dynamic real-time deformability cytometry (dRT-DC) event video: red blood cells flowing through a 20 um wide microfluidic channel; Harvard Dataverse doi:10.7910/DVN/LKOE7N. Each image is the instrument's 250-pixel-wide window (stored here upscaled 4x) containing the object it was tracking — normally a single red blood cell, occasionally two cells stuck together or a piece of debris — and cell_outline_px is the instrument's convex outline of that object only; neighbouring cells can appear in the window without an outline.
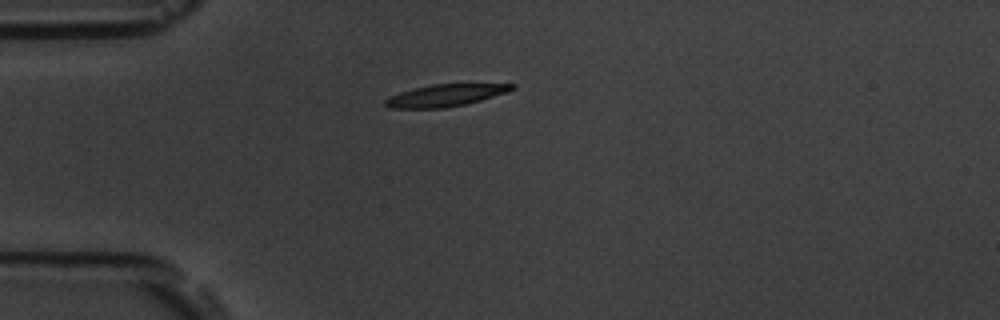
{"species": "common noctule bat (a hibernating species)", "species_latin": "Nyctalus noctula", "temperature_condition": "room temperature", "stored_images_in_passage": 41, "camera_frame_rate_fps": 3000, "um_per_image_px": 0.085, "animal": {"sex": "male", "body_mass_g": 19.5, "forearm_length_mm": 54.6}, "frame": {"image": 1, "passage_image": 1, "time_ms": 0.0, "image_size_px": [1000, 320], "cell_outline_px": [[516, 88], [508, 92], [480, 100], [464, 104], [444, 108], [388, 108], [384, 104], [384, 100], [400, 92], [412, 88], [432, 84], [516, 84]], "centroid_in_image_um": [37.85, 8.1], "position_along_channel_um": 47.1, "area_um2": 16.18}}
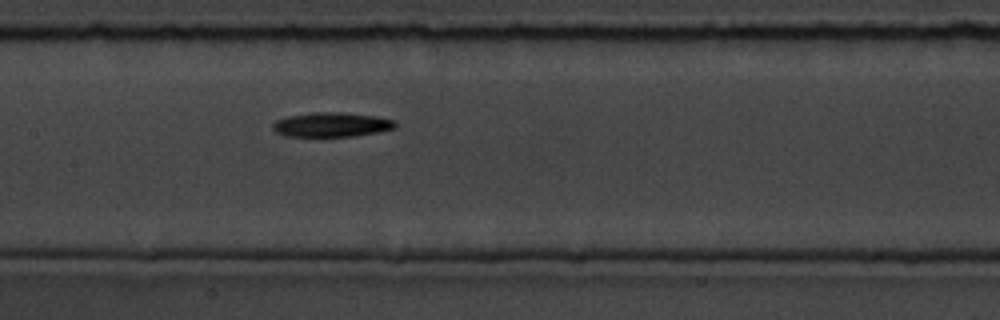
{"frame": {"image": 2, "passage_image": 13, "time_ms": 4.0, "image_size_px": [1000, 320], "cell_outline_px": [[396, 128], [380, 132], [352, 136], [284, 136], [276, 132], [272, 128], [272, 124], [276, 120], [288, 116], [312, 112], [340, 112], [376, 116], [396, 120]], "centroid_in_image_um": [28.2, 10.59], "position_along_channel_um": 179.2, "area_um2": 17.57}}
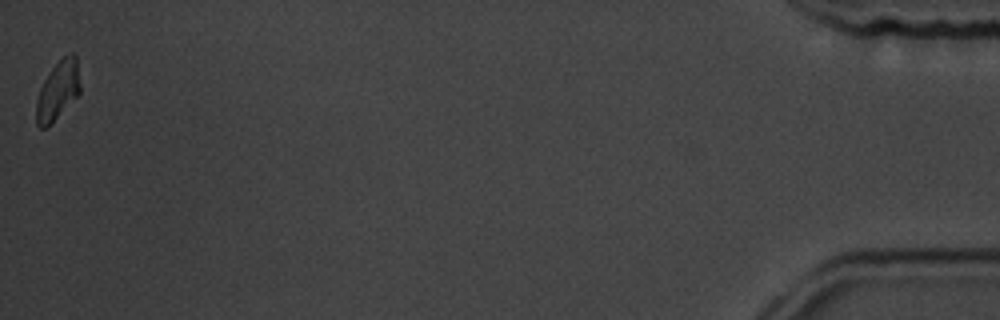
{"frame": {"image": 3, "passage_image": 41, "time_ms": 13.333, "image_size_px": [1000, 320], "cell_outline_px": [[80, 96], [52, 124], [44, 128], [40, 128], [36, 124], [36, 100], [40, 88], [48, 72], [64, 56], [72, 52], [76, 52], [80, 84]], "centroid_in_image_um": [4.94, 7.72], "position_along_channel_um": 430.3, "area_um2": 15.55}, "authors_computed_cell_mechanics": {"area_um2": 16.8198, "velocity_mm_per_s": 3.7359, "shape_relaxation_time_tau1_ms": 2.6637, "shape_relaxation_time_tau2_ms": null, "deformation_change_tau1": 0.1281, "deformation_change_tau2": null}}